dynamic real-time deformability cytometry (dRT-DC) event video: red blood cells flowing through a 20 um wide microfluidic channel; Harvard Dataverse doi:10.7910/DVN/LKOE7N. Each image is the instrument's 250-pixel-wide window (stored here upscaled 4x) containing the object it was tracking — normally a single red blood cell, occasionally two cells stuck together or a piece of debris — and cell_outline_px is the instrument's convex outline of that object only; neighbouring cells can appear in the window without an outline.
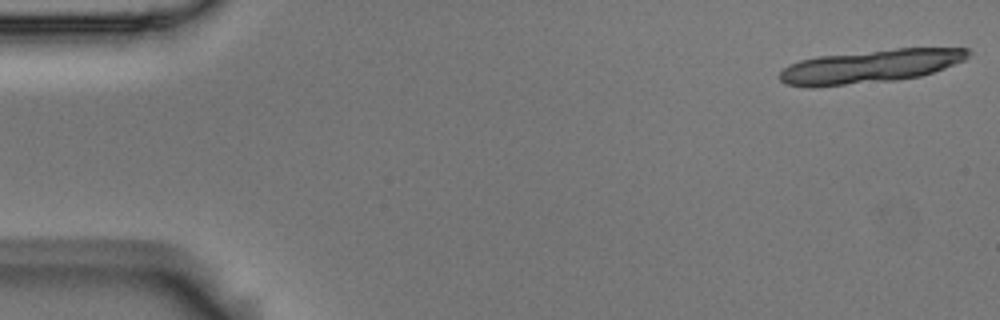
{"species": "Egyptian fruit bat (a non-hibernating species)", "species_latin": "Rousettus aegyptiacus", "temperature_condition": "room temperature", "stored_images_in_passage": 18, "camera_frame_rate_fps": 3000, "um_per_image_px": 0.085, "animal": {"sex": "male"}, "frame": {"image": 1, "passage_image": 1, "time_ms": 0.0, "image_size_px": [1000, 320], "cell_outline_px": [[972, 52], [964, 60], [944, 68], [920, 76], [896, 80], [812, 88], [808, 88], [788, 84], [780, 80], [780, 72], [784, 68], [800, 60], [820, 56], [896, 48], [968, 48]], "centroid_in_image_um": [73.97, 5.64], "position_along_channel_um": 11.0, "area_um2": 36.41}}